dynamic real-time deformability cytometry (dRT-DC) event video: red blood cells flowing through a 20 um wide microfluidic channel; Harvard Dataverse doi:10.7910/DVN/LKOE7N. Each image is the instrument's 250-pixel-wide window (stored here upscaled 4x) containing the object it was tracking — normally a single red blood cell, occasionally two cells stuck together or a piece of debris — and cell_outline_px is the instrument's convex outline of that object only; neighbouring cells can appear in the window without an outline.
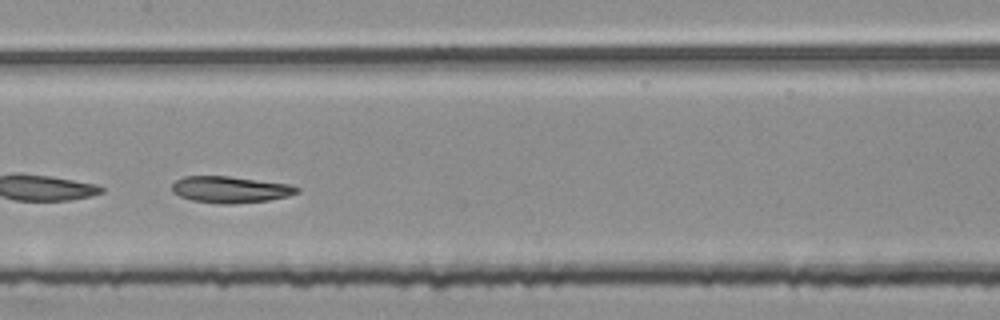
{"species": "common noctule bat (a hibernating species)", "species_latin": "Nyctalus noctula", "temperature_condition": "room temperature", "stored_images_in_passage": 42, "segment_of_instrument_passage": [2, 2], "camera_frame_rate_fps": 3000, "um_per_image_px": 0.085, "animal": {"sex": "female", "body_mass_g": 25.1}, "frame": {"image": 1, "passage_image": 24, "time_ms": 7.667, "image_size_px": [1000, 320], "cell_outline_px": [[300, 192], [288, 196], [268, 200], [232, 204], [220, 204], [192, 200], [180, 196], [172, 192], [172, 184], [176, 180], [184, 176], [228, 176], [292, 184], [300, 188]], "centroid_in_image_um": [19.6, 16.11], "position_along_channel_um": 187.8, "area_um2": 19.42}}